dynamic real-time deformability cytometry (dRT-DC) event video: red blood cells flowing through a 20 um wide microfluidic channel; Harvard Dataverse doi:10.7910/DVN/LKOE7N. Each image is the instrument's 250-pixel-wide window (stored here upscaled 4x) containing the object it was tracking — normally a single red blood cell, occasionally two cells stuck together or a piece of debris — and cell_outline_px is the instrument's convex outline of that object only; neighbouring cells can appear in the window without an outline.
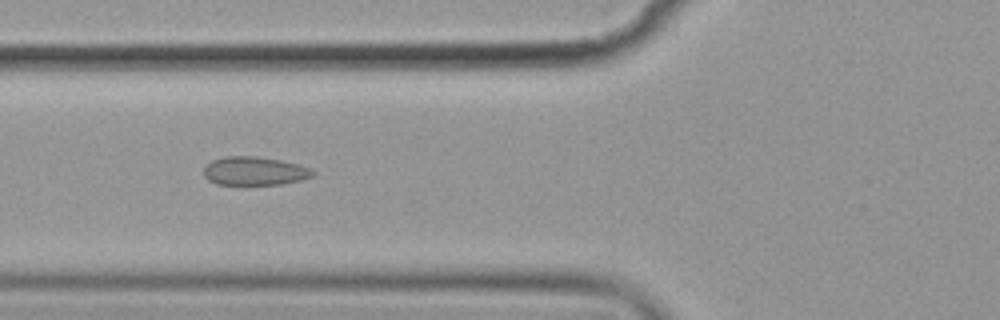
{"species": "common noctule bat (a hibernating species)", "species_latin": "Nyctalus noctula", "temperature_condition": "cold", "stored_images_in_passage": 9, "camera_frame_rate_fps": 3000, "um_per_image_px": 0.085, "animal": {"sex": "female", "body_mass_g": 19.9}, "frame": {"image": 1, "passage_image": 6, "time_ms": 5.667, "image_size_px": [1000, 320], "cell_outline_px": [[316, 172], [312, 176], [300, 180], [280, 184], [216, 184], [208, 180], [204, 176], [204, 168], [212, 160], [224, 156], [256, 156], [280, 160], [300, 164]], "centroid_in_image_um": [21.62, 14.53], "position_along_channel_um": 104.2, "area_um2": 18.03}}
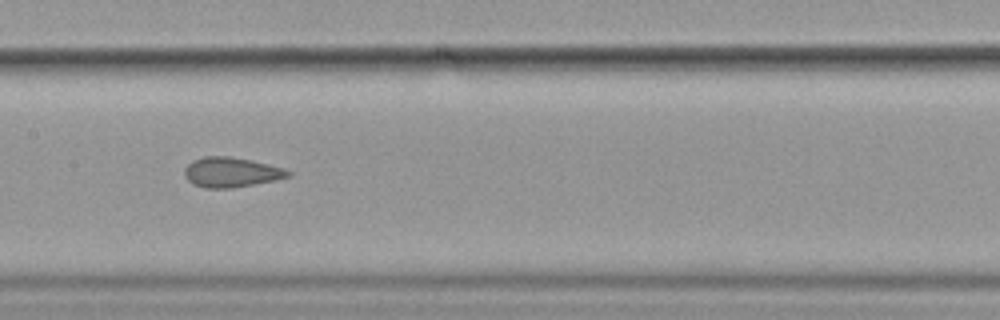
{"frame": {"image": 2, "passage_image": 8, "time_ms": 8.0, "image_size_px": [1000, 320], "cell_outline_px": [[292, 176], [276, 180], [232, 188], [204, 188], [188, 180], [184, 176], [184, 168], [192, 160], [204, 156], [228, 156], [252, 160], [284, 168], [292, 172]], "centroid_in_image_um": [19.67, 14.63], "position_along_channel_um": 187.7, "area_um2": 18.15}}
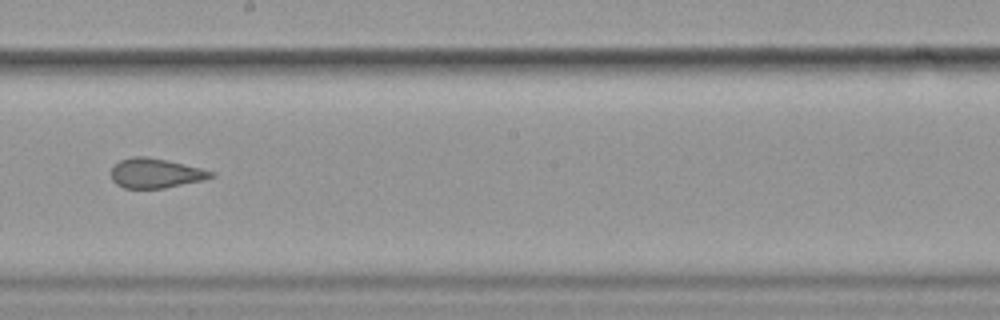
{"frame": {"image": 3, "passage_image": 9, "time_ms": 9.333, "image_size_px": [1000, 320], "cell_outline_px": [[216, 176], [204, 180], [164, 188], [124, 188], [116, 184], [112, 180], [112, 164], [120, 160], [132, 156], [144, 156], [168, 160], [216, 172]], "centroid_in_image_um": [13.23, 14.71], "position_along_channel_um": 235.0, "area_um2": 17.4}}